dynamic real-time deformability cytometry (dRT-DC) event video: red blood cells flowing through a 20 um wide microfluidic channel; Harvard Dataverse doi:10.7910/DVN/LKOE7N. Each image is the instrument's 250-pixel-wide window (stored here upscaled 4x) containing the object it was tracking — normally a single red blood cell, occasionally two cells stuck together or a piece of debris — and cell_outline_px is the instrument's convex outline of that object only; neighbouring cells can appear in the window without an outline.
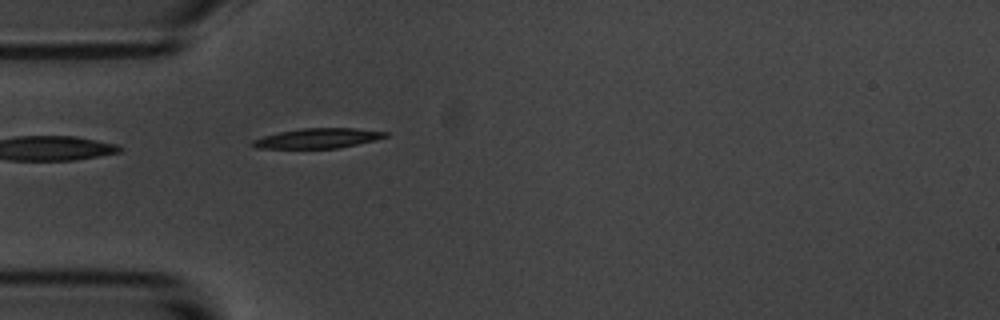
{"species": "common noctule bat (a hibernating species)", "species_latin": "Nyctalus noctula", "temperature_condition": "room temperature", "stored_images_in_passage": 5, "camera_frame_rate_fps": 3000, "um_per_image_px": 0.085, "animal": {"sex": "male", "body_mass_g": 20.1, "forearm_length_mm": 53.5}, "frame": {"image": 1, "passage_image": 5, "time_ms": 4.667, "image_size_px": [1000, 320], "cell_outline_px": [[388, 136], [376, 140], [336, 148], [256, 148], [248, 144], [252, 140], [264, 136], [280, 132], [300, 128], [352, 128], [388, 132]], "centroid_in_image_um": [26.98, 11.75], "position_along_channel_um": 58.0, "area_um2": 15.32}}